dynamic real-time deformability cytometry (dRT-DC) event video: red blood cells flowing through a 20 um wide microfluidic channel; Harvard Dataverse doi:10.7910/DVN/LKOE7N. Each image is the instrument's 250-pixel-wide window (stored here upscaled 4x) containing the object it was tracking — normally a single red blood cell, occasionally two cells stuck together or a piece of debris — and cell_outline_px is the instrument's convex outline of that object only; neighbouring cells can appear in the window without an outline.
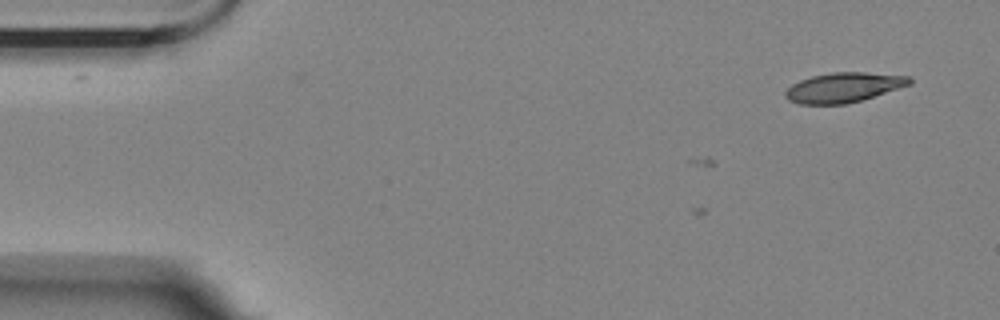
{"species": "Egyptian fruit bat (a non-hibernating species)", "species_latin": "Rousettus aegyptiacus", "temperature_condition": "room temperature", "stored_images_in_passage": 13, "camera_frame_rate_fps": 3000, "um_per_image_px": 0.085, "animal": {"sex": "female"}, "frame": {"image": 1, "passage_image": 1, "time_ms": 0.0, "image_size_px": [1000, 320], "cell_outline_px": [[912, 84], [848, 104], [796, 104], [788, 100], [784, 96], [784, 92], [792, 84], [800, 80], [812, 76], [832, 72], [864, 72], [912, 76]], "centroid_in_image_um": [71.7, 7.43], "position_along_channel_um": 13.3, "area_um2": 21.68}}